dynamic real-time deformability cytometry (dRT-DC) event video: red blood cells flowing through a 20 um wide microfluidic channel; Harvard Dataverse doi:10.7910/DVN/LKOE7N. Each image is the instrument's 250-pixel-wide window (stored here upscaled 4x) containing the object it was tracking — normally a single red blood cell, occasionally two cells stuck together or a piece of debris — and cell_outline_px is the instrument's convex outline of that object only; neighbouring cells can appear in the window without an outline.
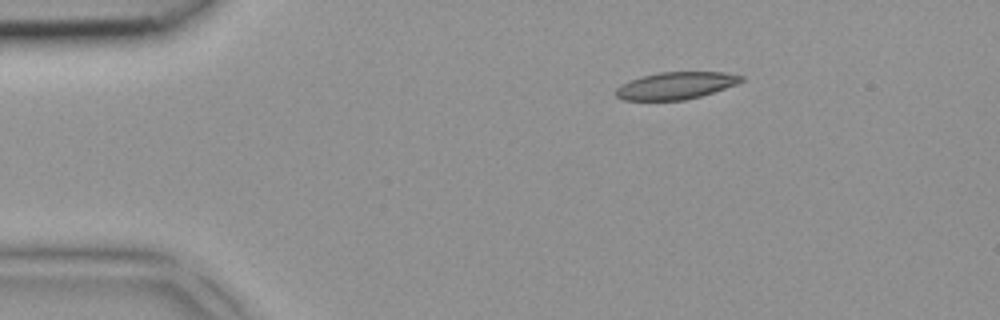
{"species": "common noctule bat (a hibernating species)", "species_latin": "Nyctalus noctula", "temperature_condition": "room temperature", "stored_images_in_passage": 1, "camera_frame_rate_fps": 3000, "um_per_image_px": 0.085, "animal": {"sex": "female", "body_mass_g": 18.4}, "frame": {"image": 1, "passage_image": 1, "time_ms": 0.0, "image_size_px": [1000, 320], "cell_outline_px": [[744, 80], [736, 84], [700, 96], [684, 100], [624, 100], [616, 96], [616, 88], [620, 84], [640, 76], [660, 72], [724, 72], [744, 76]], "centroid_in_image_um": [57.42, 7.27], "position_along_channel_um": 27.6, "area_um2": 19.77}}